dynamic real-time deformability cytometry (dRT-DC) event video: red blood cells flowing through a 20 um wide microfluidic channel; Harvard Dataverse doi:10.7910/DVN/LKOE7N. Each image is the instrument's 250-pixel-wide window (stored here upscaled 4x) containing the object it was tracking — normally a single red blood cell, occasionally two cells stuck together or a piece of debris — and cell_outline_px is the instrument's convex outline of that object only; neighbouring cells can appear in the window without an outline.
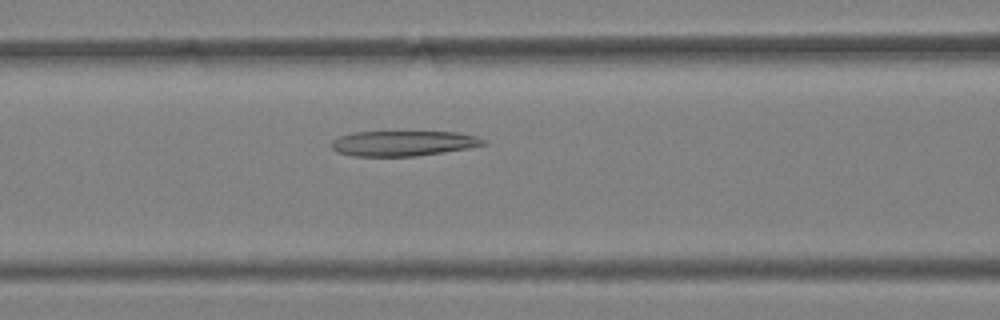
{"species": "Egyptian fruit bat (a non-hibernating species)", "species_latin": "Rousettus aegyptiacus", "temperature_condition": "warm", "stored_images_in_passage": 17, "camera_frame_rate_fps": 3000, "um_per_image_px": 0.085, "animal": {"sex": "female"}, "frame": {"image": 1, "passage_image": 6, "time_ms": 1.667, "image_size_px": [1000, 320], "cell_outline_px": [[488, 144], [468, 148], [444, 152], [416, 156], [352, 156], [336, 152], [332, 148], [332, 140], [340, 136], [352, 132], [456, 132], [476, 136], [488, 140]], "centroid_in_image_um": [34.29, 12.18], "position_along_channel_um": 132.3, "area_um2": 22.43}}
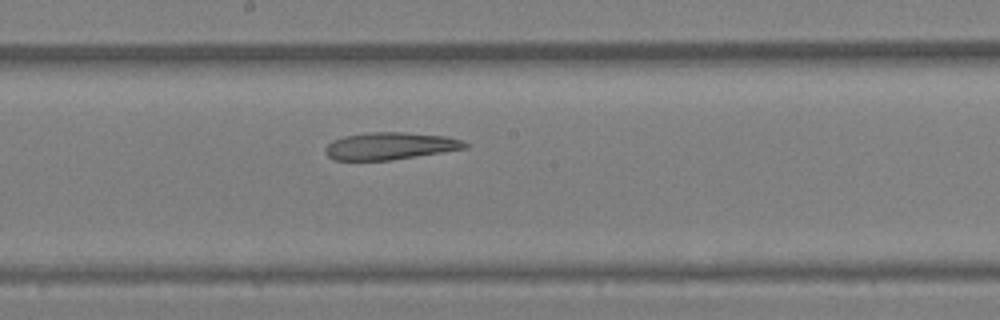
{"frame": {"image": 2, "passage_image": 12, "time_ms": 3.667, "image_size_px": [1000, 320], "cell_outline_px": [[468, 148], [392, 160], [336, 160], [328, 156], [324, 152], [324, 148], [332, 140], [344, 136], [372, 132], [404, 132], [444, 136], [464, 140], [468, 144]], "centroid_in_image_um": [33.16, 12.41], "position_along_channel_um": 215.0, "area_um2": 22.2}}
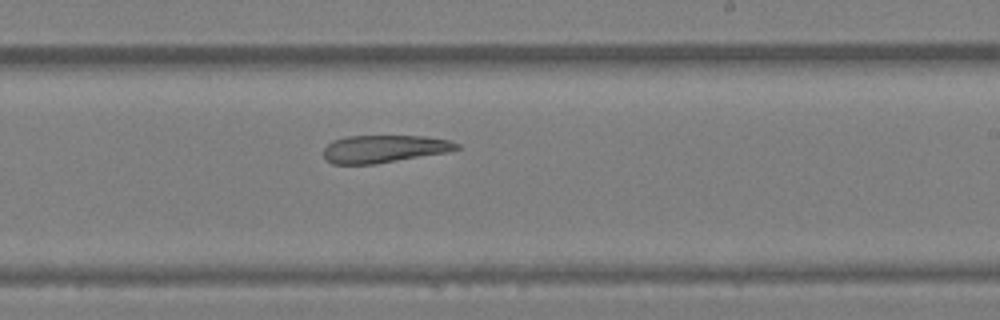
{"frame": {"image": 3, "passage_image": 15, "time_ms": 4.667, "image_size_px": [1000, 320], "cell_outline_px": [[460, 148], [448, 152], [376, 164], [332, 164], [324, 160], [324, 148], [332, 140], [344, 136], [424, 136], [452, 140], [460, 144]], "centroid_in_image_um": [32.65, 12.65], "position_along_channel_um": 256.4, "area_um2": 21.68}}